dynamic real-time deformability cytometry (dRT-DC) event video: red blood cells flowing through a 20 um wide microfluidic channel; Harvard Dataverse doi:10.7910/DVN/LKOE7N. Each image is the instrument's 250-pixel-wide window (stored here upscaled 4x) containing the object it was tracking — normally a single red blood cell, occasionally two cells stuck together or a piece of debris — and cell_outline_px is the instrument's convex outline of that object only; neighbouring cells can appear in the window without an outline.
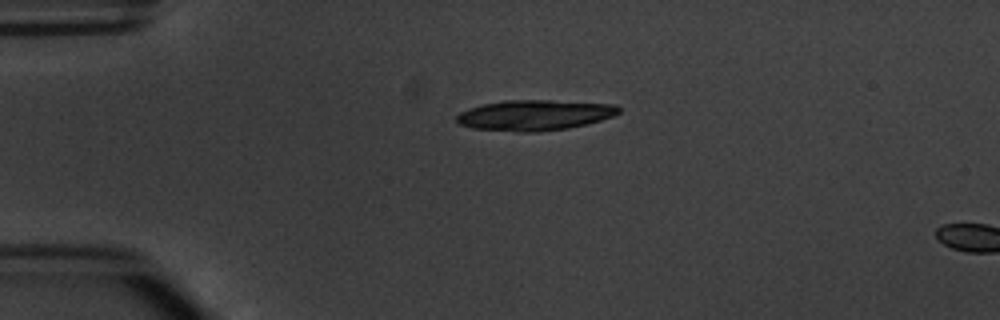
{"species": "common noctule bat (a hibernating species)", "species_latin": "Nyctalus noctula", "temperature_condition": "warm", "stored_images_in_passage": 2, "camera_frame_rate_fps": 3000, "um_per_image_px": 0.085, "animal": {"sex": "male", "body_mass_g": 20.1, "forearm_length_mm": 53.5}, "frame": {"image": 1, "passage_image": 1, "time_ms": 0.0, "image_size_px": [1000, 320], "cell_outline_px": [[620, 112], [612, 116], [588, 124], [568, 128], [536, 132], [516, 132], [472, 128], [460, 124], [456, 120], [456, 116], [460, 112], [468, 108], [480, 104], [504, 100], [552, 100], [616, 104], [620, 108]], "centroid_in_image_um": [45.43, 9.78], "position_along_channel_um": 39.6, "area_um2": 29.07}}